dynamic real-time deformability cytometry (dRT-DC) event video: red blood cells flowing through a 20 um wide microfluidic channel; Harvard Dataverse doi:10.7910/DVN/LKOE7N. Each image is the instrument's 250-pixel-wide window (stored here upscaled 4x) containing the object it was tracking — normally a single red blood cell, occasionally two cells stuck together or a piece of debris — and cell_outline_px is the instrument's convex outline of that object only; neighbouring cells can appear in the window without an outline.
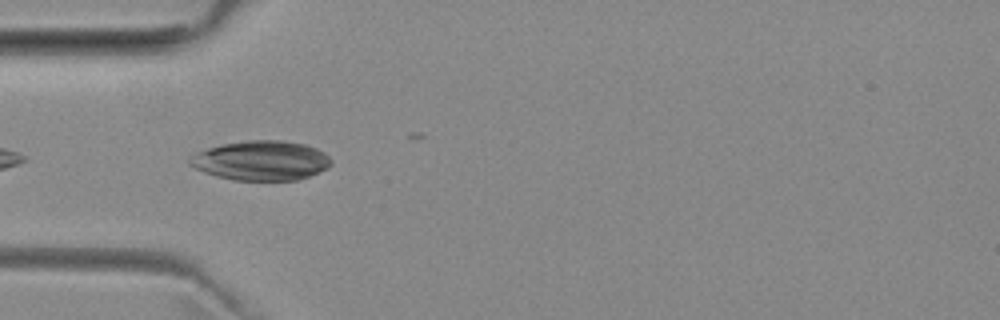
{"species": "common noctule bat (a hibernating species)", "species_latin": "Nyctalus noctula", "temperature_condition": "room temperature", "stored_images_in_passage": 6, "camera_frame_rate_fps": 3000, "um_per_image_px": 0.085, "animal": {"sex": "female", "body_mass_g": 29.2, "forearm_length_mm": 56.3}, "frame": {"image": 1, "passage_image": 3, "time_ms": 0.667, "image_size_px": [1000, 320], "cell_outline_px": [[332, 164], [328, 168], [308, 176], [296, 180], [232, 180], [216, 176], [204, 172], [188, 164], [188, 160], [196, 152], [208, 148], [224, 144], [248, 140], [280, 140], [304, 144], [316, 148], [324, 152], [332, 160]], "centroid_in_image_um": [22.2, 13.65], "position_along_channel_um": 62.8, "area_um2": 32.54}}